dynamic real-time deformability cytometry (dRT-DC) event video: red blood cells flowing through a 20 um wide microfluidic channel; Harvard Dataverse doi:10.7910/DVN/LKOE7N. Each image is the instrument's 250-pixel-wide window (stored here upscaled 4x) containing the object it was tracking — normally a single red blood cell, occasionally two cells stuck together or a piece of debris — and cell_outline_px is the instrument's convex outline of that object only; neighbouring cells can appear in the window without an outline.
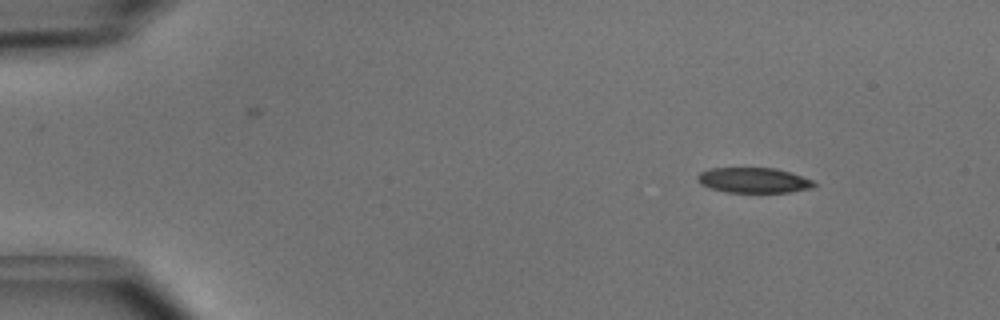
{"species": "common noctule bat (a hibernating species)", "species_latin": "Nyctalus noctula", "temperature_condition": "cold", "stored_images_in_passage": 4, "camera_frame_rate_fps": 3000, "um_per_image_px": 0.085, "animal": {"sex": "male", "body_mass_g": 15.6}, "frame": {"image": 1, "passage_image": 1, "time_ms": 0.0, "image_size_px": [1000, 320], "cell_outline_px": [[816, 184], [812, 188], [788, 192], [728, 192], [708, 188], [700, 184], [696, 180], [696, 176], [700, 172], [708, 168], [776, 168], [812, 180]], "centroid_in_image_um": [63.98, 15.32], "position_along_channel_um": 21.0, "area_um2": 17.11}}
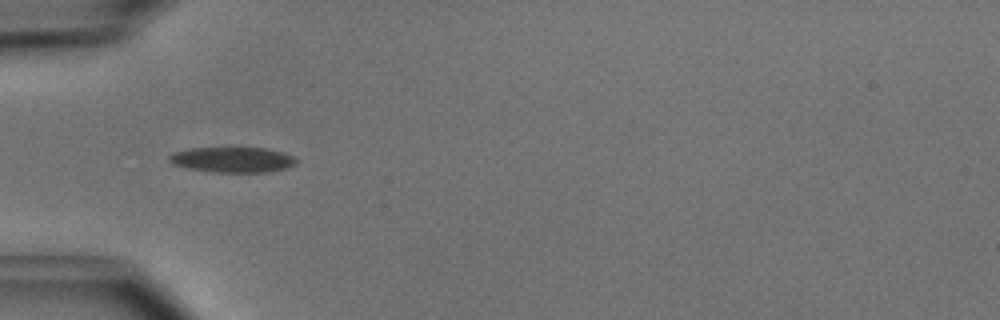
{"frame": {"image": 2, "passage_image": 4, "time_ms": 1.0, "image_size_px": [1000, 320], "cell_outline_px": [[296, 164], [288, 168], [268, 172], [212, 172], [188, 168], [172, 164], [168, 160], [168, 156], [172, 152], [188, 148], [264, 148], [284, 152], [292, 156], [296, 160]], "centroid_in_image_um": [19.74, 13.57], "position_along_channel_um": 65.3, "area_um2": 18.9}}